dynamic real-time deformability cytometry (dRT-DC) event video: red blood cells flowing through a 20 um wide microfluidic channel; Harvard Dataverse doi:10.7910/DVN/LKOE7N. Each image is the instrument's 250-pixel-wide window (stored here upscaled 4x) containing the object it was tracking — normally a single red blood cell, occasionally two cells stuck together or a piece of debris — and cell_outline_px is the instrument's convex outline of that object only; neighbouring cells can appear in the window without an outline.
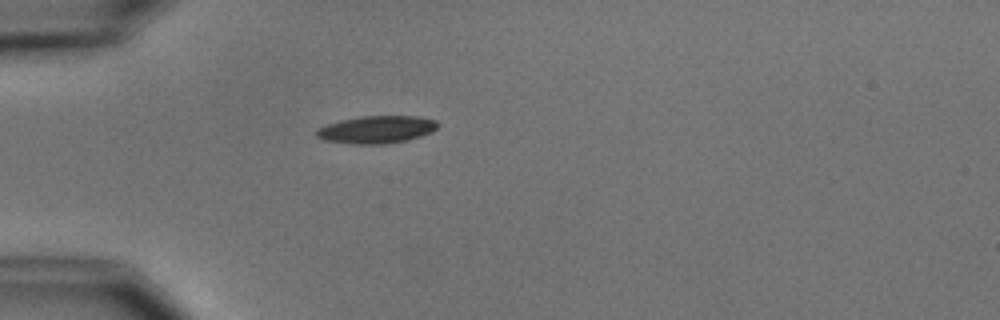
{"species": "common noctule bat (a hibernating species)", "species_latin": "Nyctalus noctula", "temperature_condition": "cold", "stored_images_in_passage": 2, "camera_frame_rate_fps": 3000, "um_per_image_px": 0.085, "animal": {"sex": "male", "body_mass_g": 15.6}, "frame": {"image": 1, "passage_image": 1, "time_ms": 0.0, "image_size_px": [1000, 320], "cell_outline_px": [[436, 128], [432, 132], [408, 140], [388, 144], [356, 144], [324, 140], [316, 136], [316, 128], [340, 120], [360, 116], [416, 116], [436, 120]], "centroid_in_image_um": [31.99, 11.01], "position_along_channel_um": 53.0, "area_um2": 19.42}}